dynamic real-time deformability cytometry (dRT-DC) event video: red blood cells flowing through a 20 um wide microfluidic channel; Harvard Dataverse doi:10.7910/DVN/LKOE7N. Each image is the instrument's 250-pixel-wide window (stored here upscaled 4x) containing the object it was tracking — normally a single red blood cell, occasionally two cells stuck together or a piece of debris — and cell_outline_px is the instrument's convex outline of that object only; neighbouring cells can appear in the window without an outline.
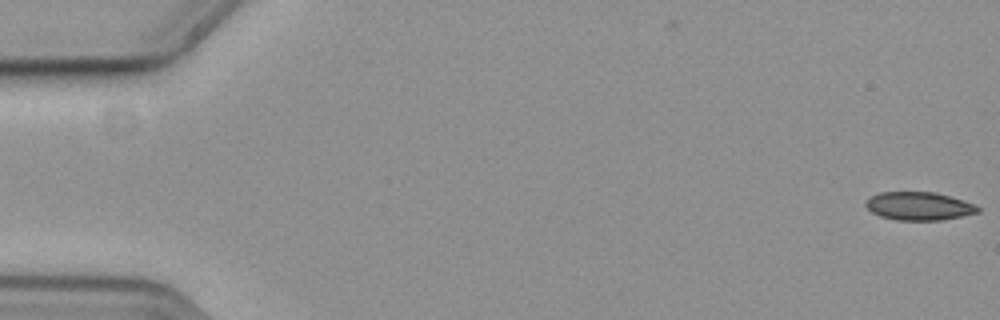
{"species": "common noctule bat (a hibernating species)", "species_latin": "Nyctalus noctula", "temperature_condition": "cold", "stored_images_in_passage": 8, "camera_frame_rate_fps": 3000, "um_per_image_px": 0.085, "animal": {"sex": "female", "body_mass_g": 19.3, "forearm_length_mm": 54.1}, "frame": {"image": 1, "passage_image": 1, "time_ms": 0.0, "image_size_px": [1000, 320], "cell_outline_px": [[980, 212], [940, 220], [896, 220], [880, 216], [872, 212], [864, 204], [872, 196], [880, 192], [932, 192], [948, 196], [972, 204], [980, 208]], "centroid_in_image_um": [78.07, 17.52], "position_along_channel_um": 6.9, "area_um2": 18.03}}